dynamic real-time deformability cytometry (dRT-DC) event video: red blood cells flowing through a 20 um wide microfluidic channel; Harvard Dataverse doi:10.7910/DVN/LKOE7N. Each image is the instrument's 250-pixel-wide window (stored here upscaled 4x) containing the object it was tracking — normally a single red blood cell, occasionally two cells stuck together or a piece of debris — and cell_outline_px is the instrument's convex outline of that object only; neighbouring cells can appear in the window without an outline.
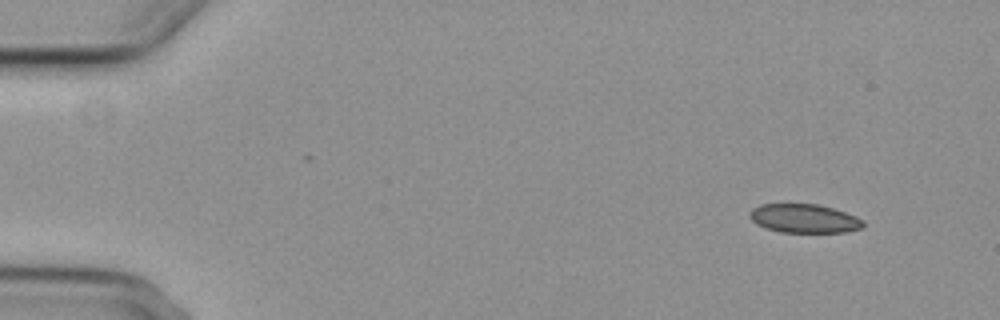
{"species": "common noctule bat (a hibernating species)", "species_latin": "Nyctalus noctula", "temperature_condition": "cold", "stored_images_in_passage": 3, "camera_frame_rate_fps": 3000, "um_per_image_px": 0.085, "animal": {"sex": "female", "body_mass_g": 29.2, "forearm_length_mm": 56.3}, "frame": {"image": 1, "passage_image": 1, "time_ms": 0.0, "image_size_px": [1000, 320], "cell_outline_px": [[864, 228], [844, 232], [780, 232], [764, 228], [756, 224], [748, 216], [748, 212], [752, 208], [760, 204], [816, 204], [832, 208], [856, 216], [864, 220]], "centroid_in_image_um": [68.33, 18.57], "position_along_channel_um": 16.7, "area_um2": 19.19}}